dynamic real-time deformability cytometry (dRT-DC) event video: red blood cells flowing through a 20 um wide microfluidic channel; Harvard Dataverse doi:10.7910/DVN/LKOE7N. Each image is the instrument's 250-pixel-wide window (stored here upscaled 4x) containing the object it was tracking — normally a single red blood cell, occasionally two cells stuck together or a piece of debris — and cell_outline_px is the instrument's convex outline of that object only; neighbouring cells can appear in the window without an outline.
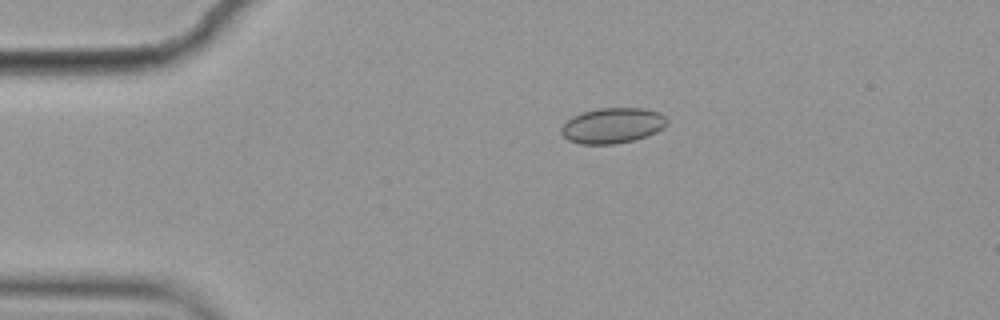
{"species": "common noctule bat (a hibernating species)", "species_latin": "Nyctalus noctula", "temperature_condition": "cold", "stored_images_in_passage": 8, "camera_frame_rate_fps": 3000, "um_per_image_px": 0.085, "animal": {"sex": "female", "body_mass_g": 19.9}, "frame": {"image": 1, "passage_image": 3, "time_ms": 0.667, "image_size_px": [1000, 320], "cell_outline_px": [[668, 124], [656, 132], [632, 140], [612, 144], [580, 144], [568, 140], [560, 132], [560, 128], [572, 116], [580, 112], [596, 108], [644, 108], [660, 112], [668, 120]], "centroid_in_image_um": [52.04, 10.65], "position_along_channel_um": 33.0, "area_um2": 21.91}}
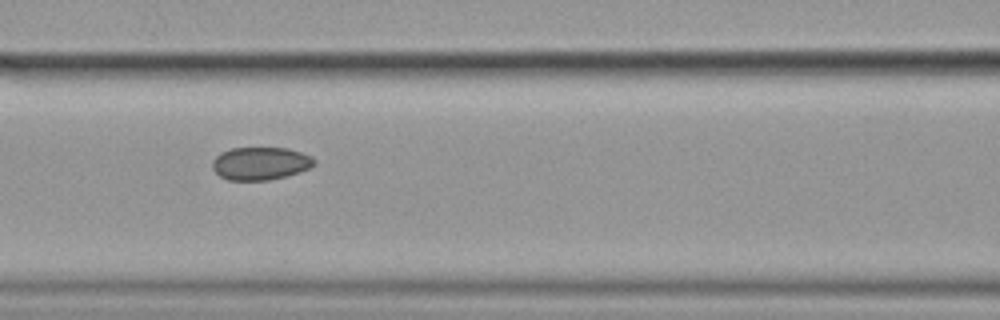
{"frame": {"image": 2, "passage_image": 7, "time_ms": 2.0, "image_size_px": [1000, 320], "cell_outline_px": [[316, 164], [300, 172], [288, 176], [268, 180], [228, 180], [220, 176], [212, 168], [212, 160], [220, 152], [232, 148], [288, 148], [312, 156], [316, 160]], "centroid_in_image_um": [22.14, 13.89], "position_along_channel_um": 144.5, "area_um2": 19.65}}
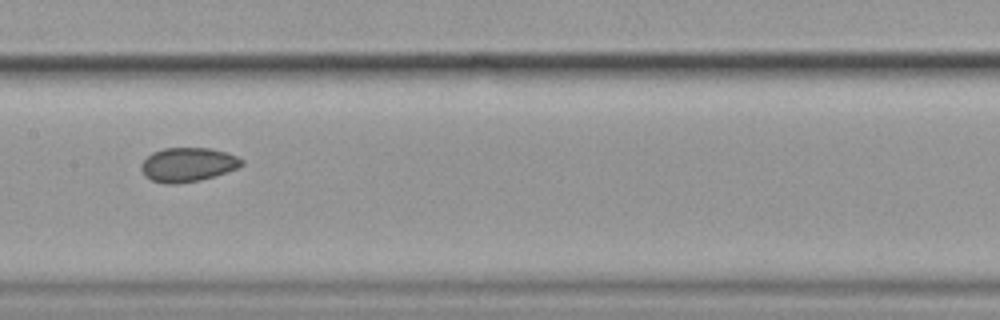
{"frame": {"image": 3, "passage_image": 8, "time_ms": 2.333, "image_size_px": [1000, 320], "cell_outline_px": [[244, 164], [236, 168], [200, 180], [172, 184], [168, 184], [152, 180], [144, 176], [140, 168], [144, 160], [152, 152], [164, 148], [212, 148], [236, 156], [244, 160]], "centroid_in_image_um": [15.94, 13.98], "position_along_channel_um": 191.5, "area_um2": 19.71}}